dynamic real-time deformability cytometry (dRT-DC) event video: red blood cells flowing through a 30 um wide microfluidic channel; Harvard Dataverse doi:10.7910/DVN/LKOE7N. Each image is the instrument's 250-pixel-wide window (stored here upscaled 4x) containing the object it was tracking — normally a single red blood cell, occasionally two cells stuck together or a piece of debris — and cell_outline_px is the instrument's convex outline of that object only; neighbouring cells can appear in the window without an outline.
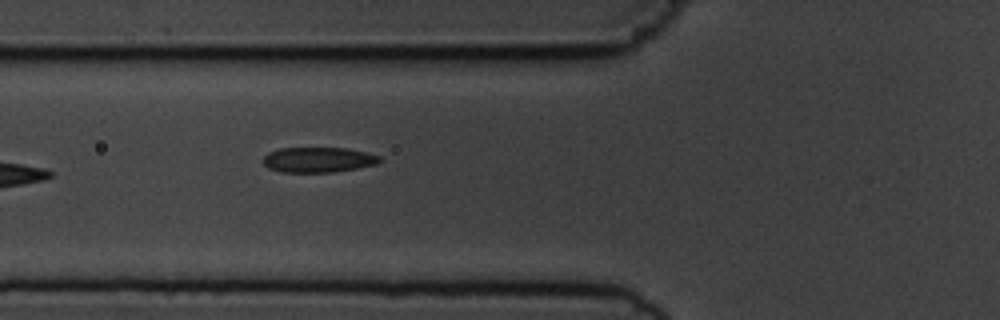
{"species": "common noctule bat (a hibernating species)", "species_latin": "Nyctalus noctula", "temperature_condition": "cold", "stored_images_in_passage": 5, "camera_frame_rate_fps": 3000, "um_per_image_px": 0.085, "animal": {"sex": "male", "body_mass_g": 19.5, "forearm_length_mm": 54.6}, "frame": {"image": 1, "passage_image": 5, "time_ms": 4.333, "image_size_px": [1000, 320], "cell_outline_px": [[384, 160], [376, 164], [356, 168], [332, 172], [280, 172], [268, 168], [264, 164], [264, 156], [268, 152], [280, 148], [348, 148], [380, 156]], "centroid_in_image_um": [27.05, 13.58], "position_along_channel_um": 98.8, "area_um2": 17.11}}